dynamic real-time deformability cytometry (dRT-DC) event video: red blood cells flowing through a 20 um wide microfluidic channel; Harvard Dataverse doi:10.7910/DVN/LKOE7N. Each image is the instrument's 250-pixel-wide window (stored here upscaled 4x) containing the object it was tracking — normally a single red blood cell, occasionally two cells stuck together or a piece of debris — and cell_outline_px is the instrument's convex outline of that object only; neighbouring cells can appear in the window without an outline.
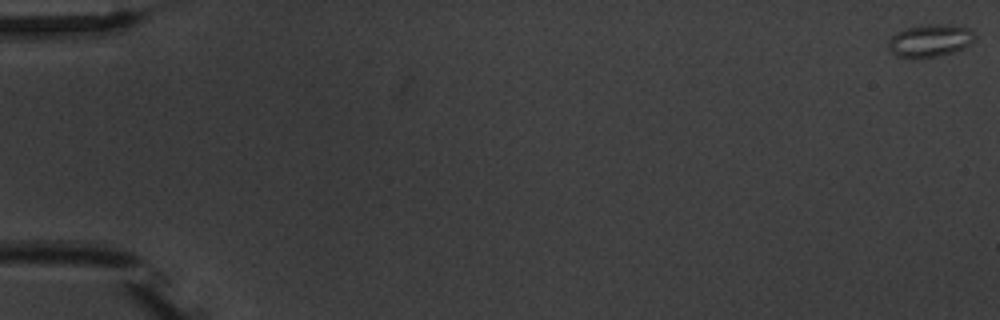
{"species": "common noctule bat (a hibernating species)", "species_latin": "Nyctalus noctula", "temperature_condition": "warm", "stored_images_in_passage": 6, "camera_frame_rate_fps": 3000, "um_per_image_px": 0.085, "animal": {"sex": "male", "body_mass_g": 20.1, "forearm_length_mm": 53.5}, "frame": {"image": 1, "passage_image": 1, "time_ms": 0.0, "image_size_px": [1000, 320], "cell_outline_px": [[976, 36], [964, 48], [952, 52], [936, 56], [896, 56], [888, 48], [888, 40], [896, 32], [908, 28], [928, 24], [944, 24], [972, 28]], "centroid_in_image_um": [79.07, 3.41], "position_along_channel_um": 5.9, "area_um2": 16.01}}